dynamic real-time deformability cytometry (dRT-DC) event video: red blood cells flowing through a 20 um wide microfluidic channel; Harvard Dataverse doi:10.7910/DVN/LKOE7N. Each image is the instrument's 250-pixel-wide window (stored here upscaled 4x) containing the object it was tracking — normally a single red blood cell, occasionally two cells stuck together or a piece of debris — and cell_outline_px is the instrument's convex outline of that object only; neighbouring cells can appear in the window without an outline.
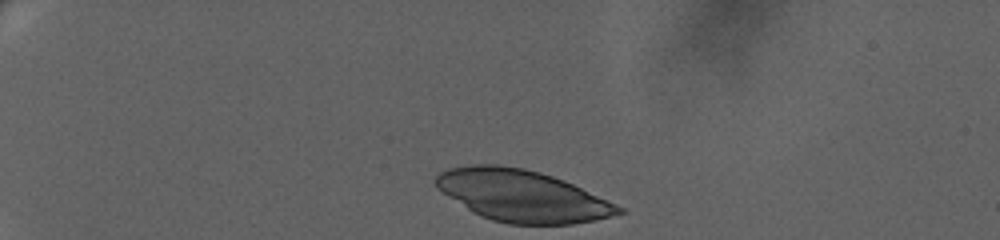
{"species": "human", "species_latin": "Homo sapiens", "temperature_condition": "warm", "stored_images_in_passage": 45, "camera_frame_rate_fps": 3000, "um_per_image_px": 0.085, "donor": {"sex": "female"}, "frame": {"image": 1, "passage_image": 1, "time_ms": 0.0, "image_size_px": [1000, 240], "cell_outline_px": [[628, 212], [596, 220], [572, 224], [508, 224], [492, 220], [480, 216], [472, 212], [436, 188], [436, 176], [440, 172], [448, 168], [468, 164], [500, 164], [524, 168], [540, 172], [564, 180], [616, 204], [624, 208]], "centroid_in_image_um": [44.37, 16.64], "position_along_channel_um": 40.6, "area_um2": 55.14}}